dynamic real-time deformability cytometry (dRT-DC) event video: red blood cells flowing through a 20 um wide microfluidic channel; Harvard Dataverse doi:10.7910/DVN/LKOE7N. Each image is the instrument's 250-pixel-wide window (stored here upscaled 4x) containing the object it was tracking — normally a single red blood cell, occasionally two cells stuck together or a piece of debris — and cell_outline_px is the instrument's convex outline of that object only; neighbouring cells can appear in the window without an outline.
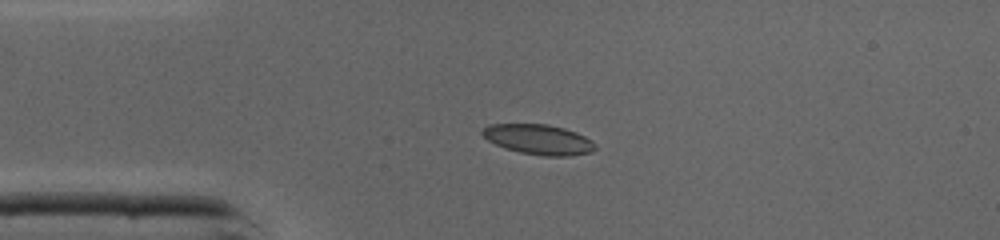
{"species": "common noctule bat (a hibernating species)", "species_latin": "Nyctalus noctula", "temperature_condition": "cold", "stored_images_in_passage": 36, "camera_frame_rate_fps": 3000, "um_per_image_px": 0.085, "animal": {"sex": "male", "body_mass_g": 19.0, "forearm_length_mm": 50.8}, "frame": {"image": 1, "passage_image": 1, "time_ms": 0.0, "image_size_px": [1000, 240], "cell_outline_px": [[596, 148], [592, 152], [568, 156], [544, 156], [520, 152], [504, 148], [488, 140], [480, 132], [488, 124], [548, 124], [564, 128], [576, 132], [592, 140], [596, 144]], "centroid_in_image_um": [45.8, 11.85], "position_along_channel_um": 39.2, "area_um2": 19.83}}
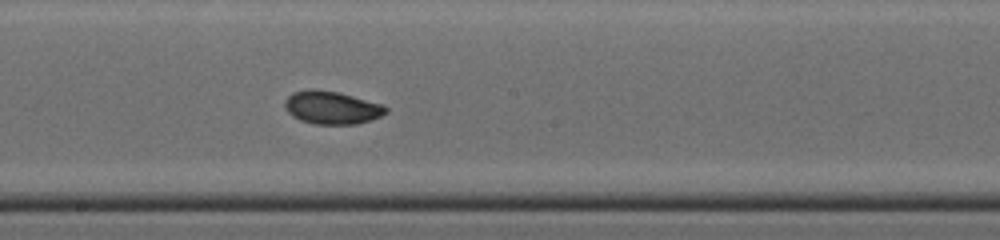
{"frame": {"image": 2, "passage_image": 15, "time_ms": 4.667, "image_size_px": [1000, 240], "cell_outline_px": [[388, 112], [372, 120], [356, 124], [316, 124], [300, 120], [292, 116], [288, 112], [284, 104], [284, 100], [292, 92], [312, 88], [336, 92], [352, 96], [380, 104], [388, 108]], "centroid_in_image_um": [28.17, 9.15], "position_along_channel_um": 220.0, "area_um2": 19.31}}
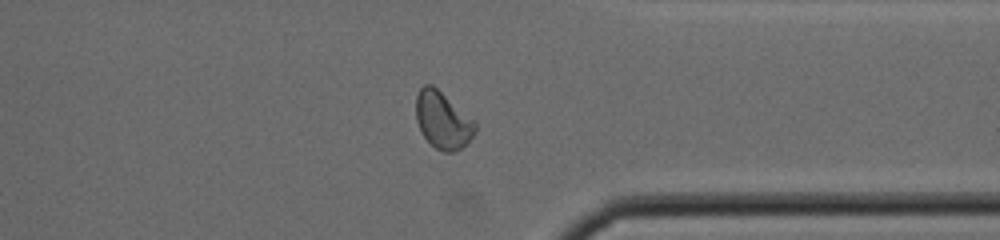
{"frame": {"image": 3, "passage_image": 26, "time_ms": 8.333, "image_size_px": [1000, 240], "cell_outline_px": [[476, 132], [460, 148], [452, 152], [444, 152], [436, 148], [424, 136], [416, 120], [416, 96], [420, 88], [424, 84], [432, 84], [476, 120]], "centroid_in_image_um": [37.64, 10.18], "position_along_channel_um": 373.8, "area_um2": 19.59}, "authors_computed_cell_mechanics": {"area_um2": 19.6231, "velocity_mm_per_s": 4.336, "shape_relaxation_time_tau1_ms": 4.4612, "shape_relaxation_time_tau2_ms": 1.6142, "deformation_change_tau1": 0.103, "deformation_change_tau2": 0.0515}}